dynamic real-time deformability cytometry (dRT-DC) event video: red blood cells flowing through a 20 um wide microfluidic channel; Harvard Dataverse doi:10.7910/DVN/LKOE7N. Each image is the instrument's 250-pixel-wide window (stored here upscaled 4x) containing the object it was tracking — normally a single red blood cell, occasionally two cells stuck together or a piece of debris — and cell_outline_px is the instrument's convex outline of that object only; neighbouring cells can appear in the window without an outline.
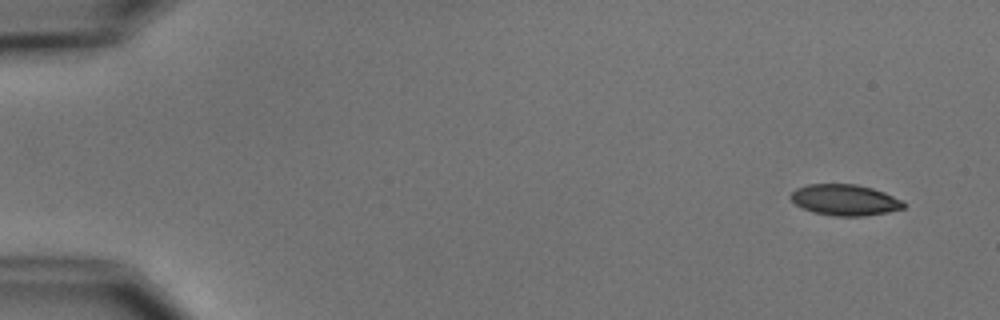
{"species": "common noctule bat (a hibernating species)", "species_latin": "Nyctalus noctula", "temperature_condition": "cold", "stored_images_in_passage": 8, "camera_frame_rate_fps": 3000, "um_per_image_px": 0.085, "animal": {"sex": "male", "body_mass_g": 15.6}, "frame": {"image": 1, "passage_image": 1, "time_ms": 0.0, "image_size_px": [1000, 320], "cell_outline_px": [[904, 208], [888, 212], [864, 216], [836, 216], [812, 212], [796, 204], [788, 196], [796, 188], [808, 184], [856, 184], [872, 188], [884, 192], [904, 200]], "centroid_in_image_um": [71.82, 16.99], "position_along_channel_um": 13.2, "area_um2": 20.46}}
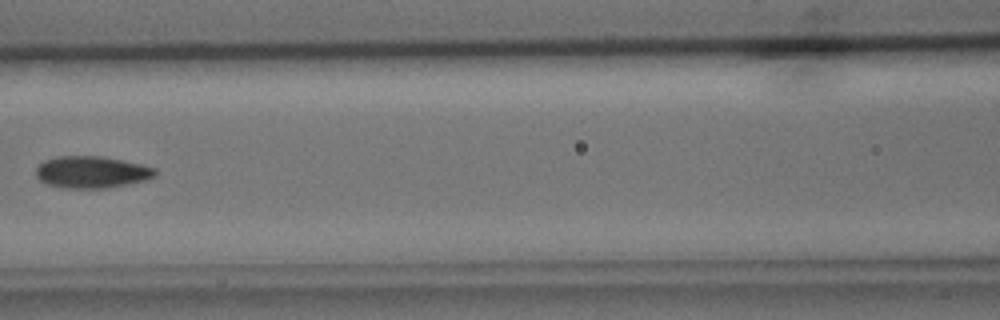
{"frame": {"image": 2, "passage_image": 7, "time_ms": 7.333, "image_size_px": [1000, 320], "cell_outline_px": [[156, 176], [144, 180], [108, 188], [64, 188], [44, 184], [36, 176], [36, 168], [44, 160], [56, 156], [100, 156], [140, 164], [156, 168]], "centroid_in_image_um": [7.75, 14.63], "position_along_channel_um": 158.9, "area_um2": 22.14}}
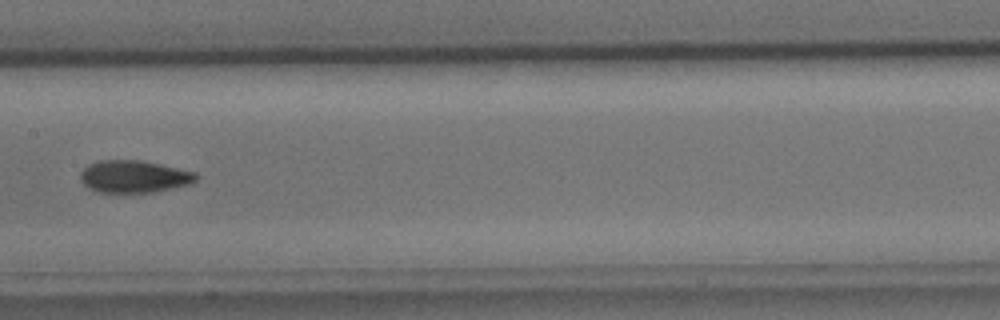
{"frame": {"image": 3, "passage_image": 8, "time_ms": 8.333, "image_size_px": [1000, 320], "cell_outline_px": [[196, 180], [188, 184], [152, 192], [100, 192], [88, 188], [80, 180], [80, 172], [88, 164], [100, 160], [140, 160], [196, 172]], "centroid_in_image_um": [11.34, 15.0], "position_along_channel_um": 196.1, "area_um2": 21.5}}